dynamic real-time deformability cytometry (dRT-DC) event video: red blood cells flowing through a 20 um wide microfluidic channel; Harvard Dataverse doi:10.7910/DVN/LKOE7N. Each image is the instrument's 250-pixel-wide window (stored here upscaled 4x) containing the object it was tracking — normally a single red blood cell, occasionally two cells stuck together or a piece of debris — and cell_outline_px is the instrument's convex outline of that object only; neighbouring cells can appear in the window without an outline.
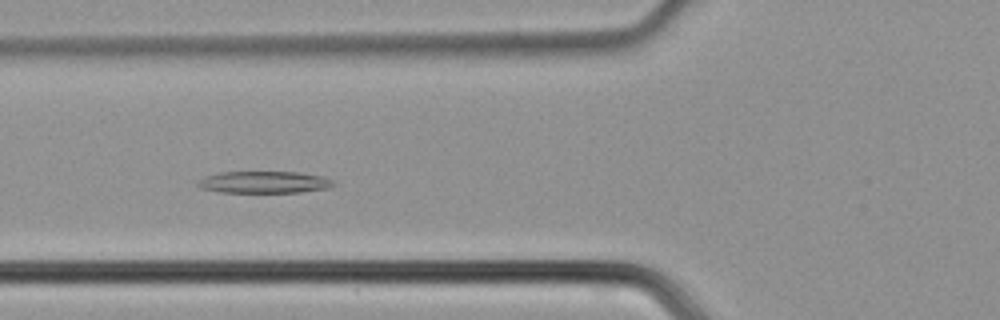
{"species": "common noctule bat (a hibernating species)", "species_latin": "Nyctalus noctula", "temperature_condition": "cold", "stored_images_in_passage": 45, "camera_frame_rate_fps": 3000, "um_per_image_px": 0.085, "animal": {"sex": "male", "body_mass_g": 21.5, "forearm_length_mm": 52.0}, "frame": {"image": 1, "passage_image": 16, "time_ms": 5.0, "image_size_px": [1000, 320], "cell_outline_px": [[336, 184], [328, 188], [300, 192], [220, 192], [200, 188], [196, 184], [196, 180], [204, 176], [220, 172], [296, 172], [324, 176], [332, 180]], "centroid_in_image_um": [22.41, 15.48], "position_along_channel_um": 103.4, "area_um2": 17.4}}
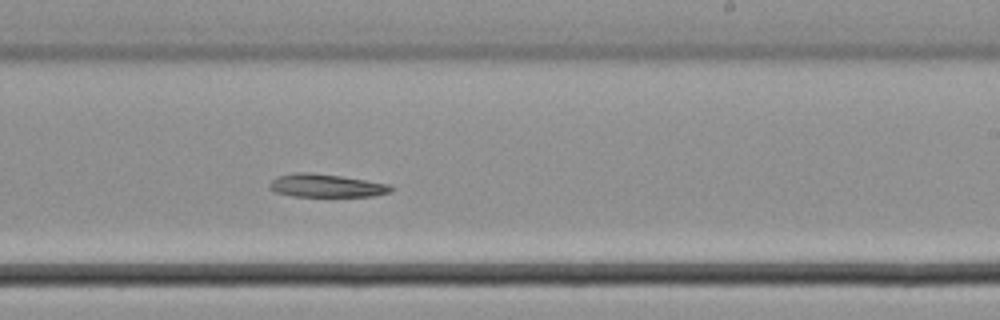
{"frame": {"image": 2, "passage_image": 27, "time_ms": 8.667, "image_size_px": [1000, 320], "cell_outline_px": [[396, 188], [392, 192], [372, 196], [292, 196], [276, 192], [268, 188], [268, 184], [276, 176], [296, 172], [304, 172], [340, 176], [388, 184]], "centroid_in_image_um": [27.71, 15.78], "position_along_channel_um": 261.3, "area_um2": 16.3}}
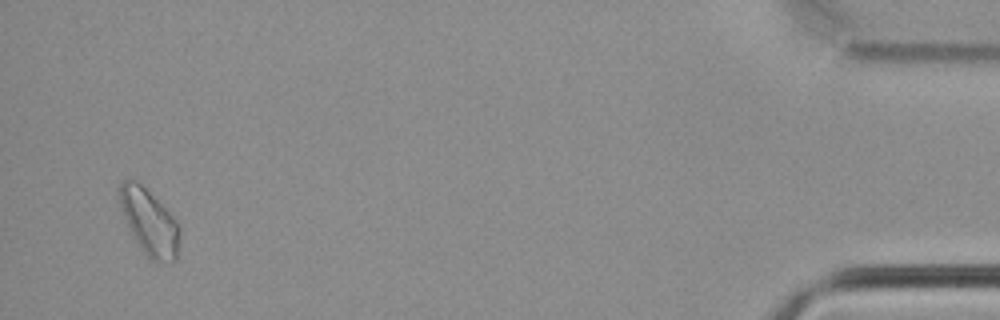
{"frame": {"image": 3, "passage_image": 44, "time_ms": 14.333, "image_size_px": [1000, 320], "cell_outline_px": [[180, 232], [176, 260], [148, 260], [140, 248], [128, 228], [120, 204], [116, 188], [124, 180], [136, 180], [176, 220], [180, 228]], "centroid_in_image_um": [12.65, 18.88], "position_along_channel_um": 422.5, "area_um2": 22.66}}